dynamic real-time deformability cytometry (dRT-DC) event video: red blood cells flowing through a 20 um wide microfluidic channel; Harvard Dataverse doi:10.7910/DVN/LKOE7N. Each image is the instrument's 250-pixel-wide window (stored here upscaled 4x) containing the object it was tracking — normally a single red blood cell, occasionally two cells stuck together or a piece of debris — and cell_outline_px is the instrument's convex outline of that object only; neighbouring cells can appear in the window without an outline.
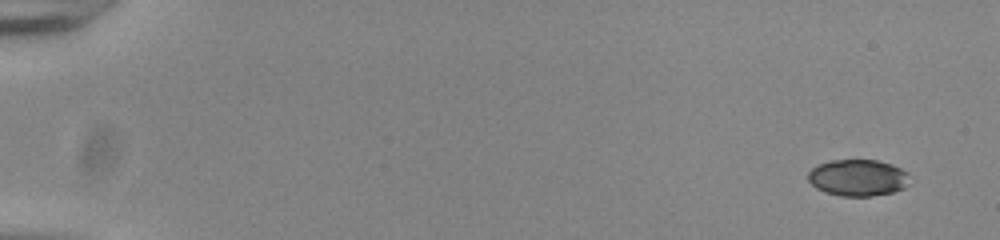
{"species": "common noctule bat (a hibernating species)", "species_latin": "Nyctalus noctula", "temperature_condition": "room temperature", "stored_images_in_passage": 52, "camera_frame_rate_fps": 3000, "um_per_image_px": 0.085, "animal": {"sex": "male", "body_mass_g": 20.0, "forearm_length_mm": 53.3}, "frame": {"image": 1, "passage_image": 1, "time_ms": 0.0, "image_size_px": [1000, 240], "cell_outline_px": [[908, 184], [904, 188], [892, 192], [868, 196], [840, 196], [824, 192], [816, 188], [808, 180], [808, 172], [812, 168], [820, 164], [832, 160], [876, 160], [892, 164], [908, 172]], "centroid_in_image_um": [72.91, 15.11], "position_along_channel_um": 12.1, "area_um2": 21.62}}
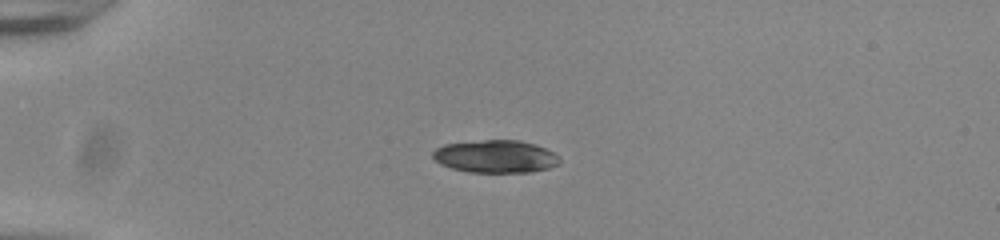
{"frame": {"image": 2, "passage_image": 13, "time_ms": 4.0, "image_size_px": [1000, 240], "cell_outline_px": [[560, 164], [548, 168], [532, 172], [468, 172], [452, 168], [440, 164], [432, 156], [432, 152], [436, 148], [444, 144], [484, 140], [520, 140], [536, 144], [560, 156]], "centroid_in_image_um": [42.14, 13.3], "position_along_channel_um": 42.9, "area_um2": 24.22}}